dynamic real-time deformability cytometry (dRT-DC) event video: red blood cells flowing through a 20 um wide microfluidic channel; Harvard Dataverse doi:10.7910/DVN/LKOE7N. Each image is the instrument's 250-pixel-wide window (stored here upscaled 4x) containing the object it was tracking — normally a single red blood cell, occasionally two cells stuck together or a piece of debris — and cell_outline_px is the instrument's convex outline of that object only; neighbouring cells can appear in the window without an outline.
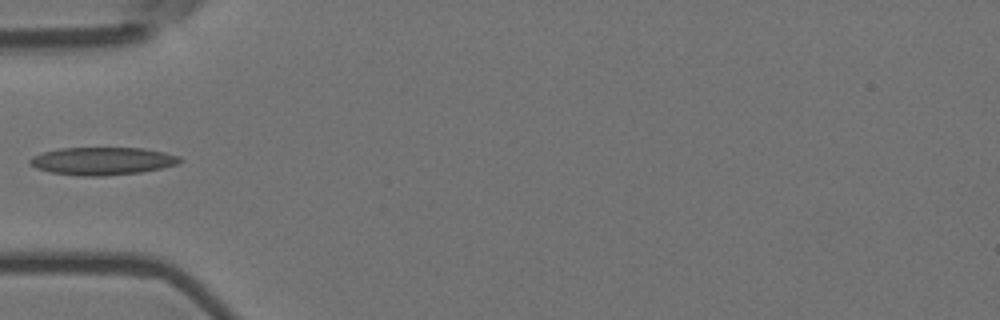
{"species": "Egyptian fruit bat (a non-hibernating species)", "species_latin": "Rousettus aegyptiacus", "temperature_condition": "room temperature", "stored_images_in_passage": 5, "camera_frame_rate_fps": 3000, "um_per_image_px": 0.085, "animal": {"sex": "female"}, "frame": {"image": 1, "passage_image": 4, "time_ms": 1.0, "image_size_px": [1000, 320], "cell_outline_px": [[184, 160], [176, 164], [160, 168], [140, 172], [104, 176], [80, 176], [48, 172], [36, 168], [28, 164], [28, 160], [32, 156], [44, 152], [60, 148], [144, 148], [164, 152], [180, 156]], "centroid_in_image_um": [8.67, 13.69], "position_along_channel_um": 76.3, "area_um2": 24.33}}